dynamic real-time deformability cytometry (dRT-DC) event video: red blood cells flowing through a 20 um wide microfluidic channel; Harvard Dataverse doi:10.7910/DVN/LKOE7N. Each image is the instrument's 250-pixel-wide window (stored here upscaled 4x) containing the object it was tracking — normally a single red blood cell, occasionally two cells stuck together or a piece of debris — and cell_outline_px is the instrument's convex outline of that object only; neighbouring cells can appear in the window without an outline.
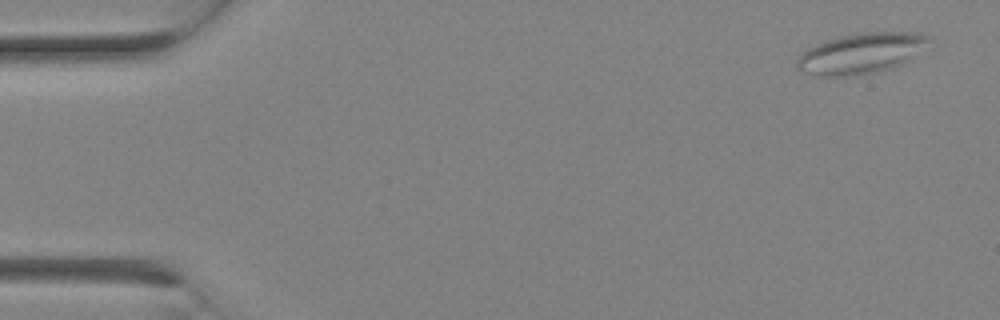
{"species": "Egyptian fruit bat (a non-hibernating species)", "species_latin": "Rousettus aegyptiacus", "temperature_condition": "room temperature", "stored_images_in_passage": 3, "camera_frame_rate_fps": 3000, "um_per_image_px": 0.085, "animal": {"sex": "female"}, "frame": {"image": 1, "passage_image": 1, "time_ms": 0.0, "image_size_px": [1000, 320], "cell_outline_px": [[932, 36], [912, 60], [892, 68], [864, 76], [812, 76], [800, 72], [796, 68], [796, 60], [808, 48], [816, 44], [840, 36], [864, 32], [916, 32]], "centroid_in_image_um": [73.18, 4.56], "position_along_channel_um": 11.8, "area_um2": 31.62}}